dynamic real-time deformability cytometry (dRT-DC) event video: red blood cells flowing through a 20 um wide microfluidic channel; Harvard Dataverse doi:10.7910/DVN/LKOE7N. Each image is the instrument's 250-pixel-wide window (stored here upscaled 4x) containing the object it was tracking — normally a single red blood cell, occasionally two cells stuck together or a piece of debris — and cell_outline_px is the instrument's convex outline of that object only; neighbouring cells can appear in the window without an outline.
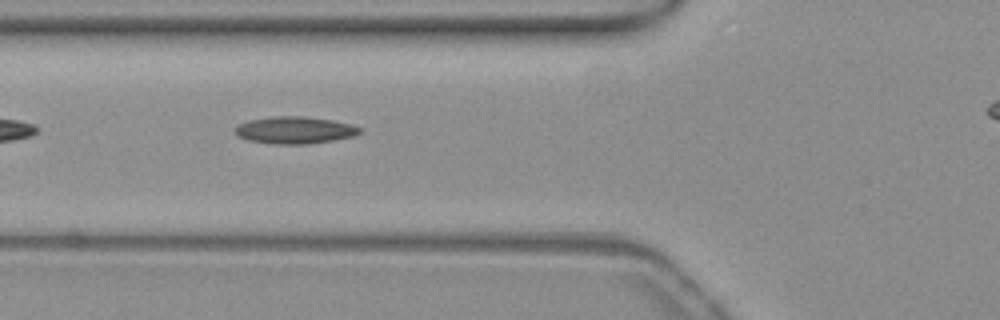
{"species": "common noctule bat (a hibernating species)", "species_latin": "Nyctalus noctula", "temperature_condition": "warm", "stored_images_in_passage": 31, "camera_frame_rate_fps": 3000, "um_per_image_px": 0.085, "animal": {"sex": "female", "body_mass_g": 19.3, "forearm_length_mm": 54.1}, "frame": {"image": 1, "passage_image": 3, "time_ms": 0.667, "image_size_px": [1000, 320], "cell_outline_px": [[364, 132], [352, 136], [332, 140], [308, 144], [272, 144], [248, 140], [240, 136], [236, 132], [236, 124], [248, 120], [272, 116], [304, 116], [332, 120], [352, 124], [364, 128]], "centroid_in_image_um": [25.09, 11.05], "position_along_channel_um": 100.7, "area_um2": 19.83}}
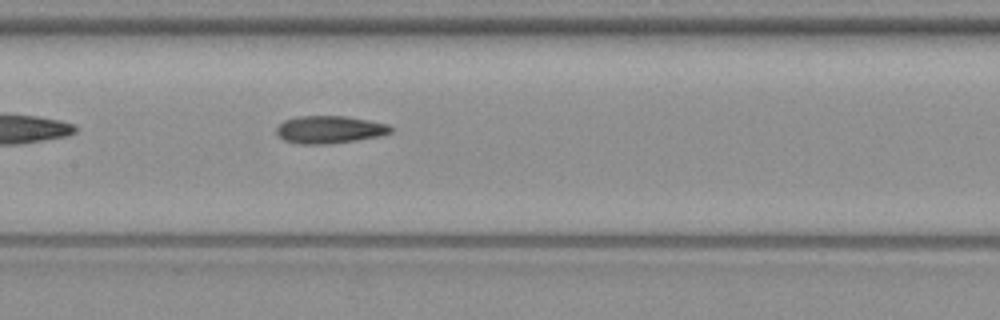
{"frame": {"image": 2, "passage_image": 9, "time_ms": 2.667, "image_size_px": [1000, 320], "cell_outline_px": [[392, 132], [380, 136], [332, 144], [296, 144], [284, 140], [276, 132], [276, 128], [284, 120], [296, 116], [344, 116], [368, 120], [388, 124], [392, 128]], "centroid_in_image_um": [28.0, 11.02], "position_along_channel_um": 179.4, "area_um2": 18.44}}
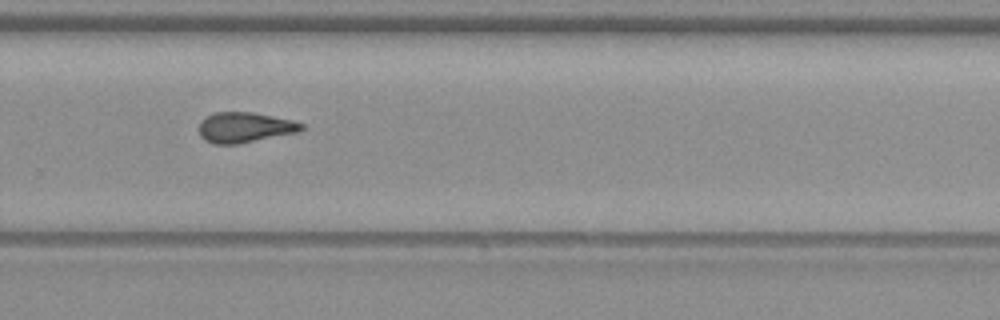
{"frame": {"image": 3, "passage_image": 19, "time_ms": 6.0, "image_size_px": [1000, 320], "cell_outline_px": [[304, 128], [300, 132], [236, 144], [212, 144], [204, 140], [200, 136], [200, 120], [216, 112], [252, 112], [292, 120], [304, 124]], "centroid_in_image_um": [20.81, 10.83], "position_along_channel_um": 309.0, "area_um2": 18.09}}